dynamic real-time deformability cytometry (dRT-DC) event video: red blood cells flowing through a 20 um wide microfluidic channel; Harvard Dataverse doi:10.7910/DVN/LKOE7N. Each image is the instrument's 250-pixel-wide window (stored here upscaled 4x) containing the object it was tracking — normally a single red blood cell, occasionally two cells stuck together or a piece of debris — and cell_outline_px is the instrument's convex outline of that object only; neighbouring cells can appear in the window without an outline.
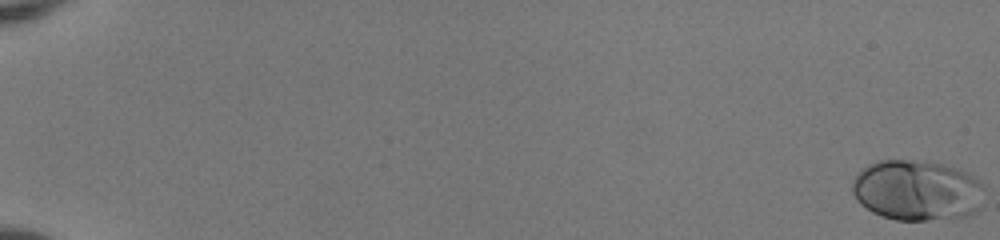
{"species": "human", "species_latin": "Homo sapiens", "temperature_condition": "room temperature", "stored_images_in_passage": 55, "camera_frame_rate_fps": 3000, "um_per_image_px": 0.085, "donor": {"sex": "female"}, "frame": {"image": 1, "passage_image": 1, "time_ms": 0.0, "image_size_px": [1000, 240], "cell_outline_px": [[984, 188], [980, 208], [972, 216], [924, 220], [896, 220], [872, 212], [860, 204], [856, 200], [852, 192], [852, 180], [868, 164], [880, 160], [908, 160], [944, 164], [956, 168], [976, 176], [984, 184]], "centroid_in_image_um": [77.98, 16.19], "position_along_channel_um": 7.0, "area_um2": 46.99}}
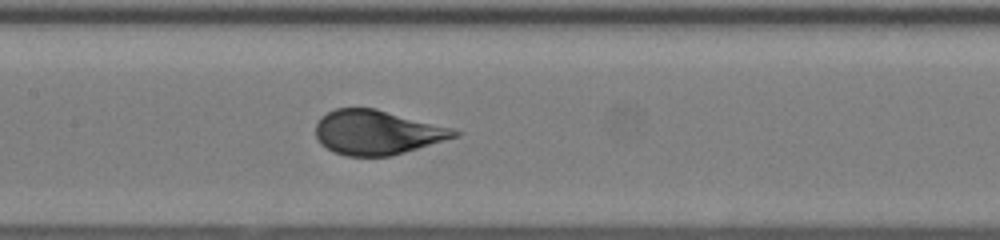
{"frame": {"image": 2, "passage_image": 30, "time_ms": 9.667, "image_size_px": [1000, 240], "cell_outline_px": [[464, 132], [460, 136], [392, 156], [344, 156], [332, 152], [320, 144], [316, 136], [316, 124], [320, 116], [336, 108], [376, 108], [452, 128]], "centroid_in_image_um": [32.05, 11.26], "position_along_channel_um": 175.3, "area_um2": 36.24}}
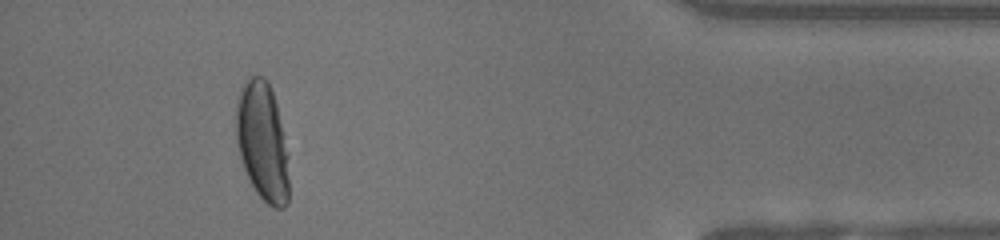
{"frame": {"image": 3, "passage_image": 51, "time_ms": 16.667, "image_size_px": [1000, 240], "cell_outline_px": [[288, 204], [284, 208], [272, 208], [256, 192], [244, 168], [240, 156], [236, 140], [236, 108], [240, 92], [244, 80], [252, 76], [264, 76], [268, 80], [276, 104], [288, 152]], "centroid_in_image_um": [22.31, 12.04], "position_along_channel_um": 412.9, "area_um2": 36.53}, "authors_computed_cell_mechanics": {"area_um2": 37.3966, "velocity_mm_per_s": 3.9622, "shape_relaxation_time_tau1_ms": 4.0555, "shape_relaxation_time_tau2_ms": null, "deformation_change_tau1": 0.1948, "deformation_change_tau2": null}}